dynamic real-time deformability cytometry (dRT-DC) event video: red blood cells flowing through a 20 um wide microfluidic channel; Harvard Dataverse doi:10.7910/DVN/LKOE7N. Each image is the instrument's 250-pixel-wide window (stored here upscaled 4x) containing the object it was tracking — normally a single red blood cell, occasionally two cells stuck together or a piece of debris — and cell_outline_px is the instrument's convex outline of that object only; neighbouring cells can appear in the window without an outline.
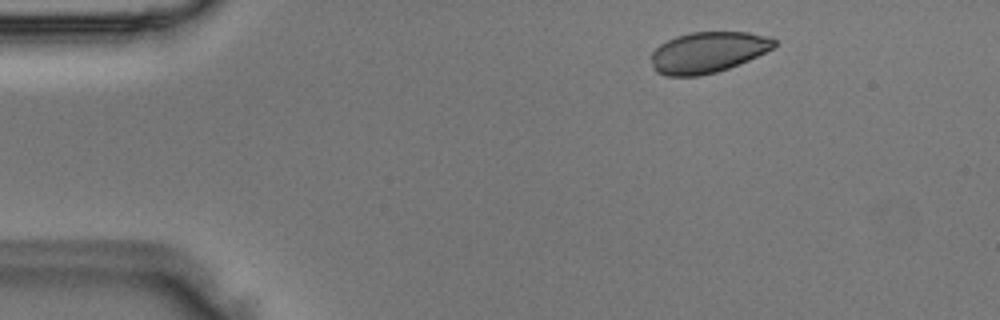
{"species": "Egyptian fruit bat (a non-hibernating species)", "species_latin": "Rousettus aegyptiacus", "temperature_condition": "room temperature", "stored_images_in_passage": 3, "camera_frame_rate_fps": 3000, "um_per_image_px": 0.085, "animal": {"sex": "male"}, "frame": {"image": 1, "passage_image": 1, "time_ms": 0.0, "image_size_px": [1000, 320], "cell_outline_px": [[776, 44], [772, 48], [740, 64], [716, 72], [700, 76], [664, 76], [656, 72], [652, 68], [648, 56], [660, 44], [676, 36], [692, 32], [748, 32], [772, 36], [776, 40]], "centroid_in_image_um": [60.12, 4.45], "position_along_channel_um": 24.9, "area_um2": 29.65}}